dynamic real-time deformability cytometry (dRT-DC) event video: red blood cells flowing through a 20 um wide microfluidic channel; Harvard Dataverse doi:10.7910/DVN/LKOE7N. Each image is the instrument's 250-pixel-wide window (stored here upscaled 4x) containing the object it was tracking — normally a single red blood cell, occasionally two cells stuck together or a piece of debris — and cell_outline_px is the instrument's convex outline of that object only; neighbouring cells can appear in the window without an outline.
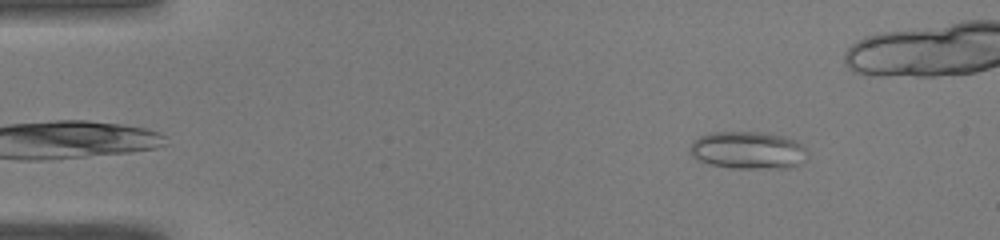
{"species": "common noctule bat (a hibernating species)", "species_latin": "Nyctalus noctula", "temperature_condition": "warm", "stored_images_in_passage": 43, "camera_frame_rate_fps": 3000, "um_per_image_px": 0.085, "animal": {"sex": "male", "body_mass_g": 19.0, "forearm_length_mm": 50.8}, "frame": {"image": 1, "passage_image": 4, "time_ms": 1.0, "image_size_px": [1000, 240], "cell_outline_px": [[808, 156], [800, 164], [788, 168], [732, 168], [708, 164], [696, 160], [688, 152], [688, 148], [692, 140], [700, 136], [712, 132], [768, 132], [784, 136], [796, 140], [804, 148]], "centroid_in_image_um": [63.54, 12.77], "position_along_channel_um": 21.5, "area_um2": 26.13}}
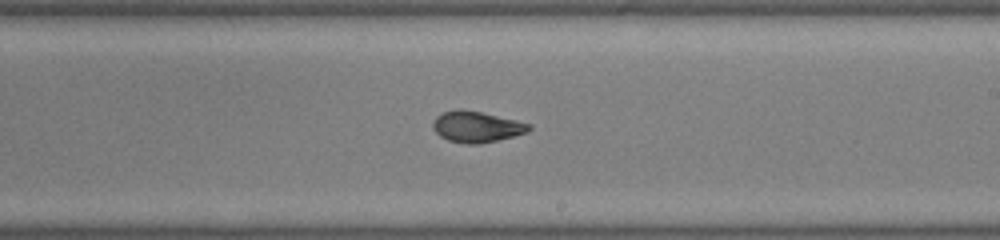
{"frame": {"image": 2, "passage_image": 27, "time_ms": 8.667, "image_size_px": [1000, 240], "cell_outline_px": [[532, 128], [528, 132], [480, 144], [468, 144], [448, 140], [440, 136], [432, 128], [432, 120], [436, 116], [444, 112], [460, 108], [480, 112], [516, 120], [532, 124]], "centroid_in_image_um": [40.49, 10.77], "position_along_channel_um": 248.5, "area_um2": 17.34}}
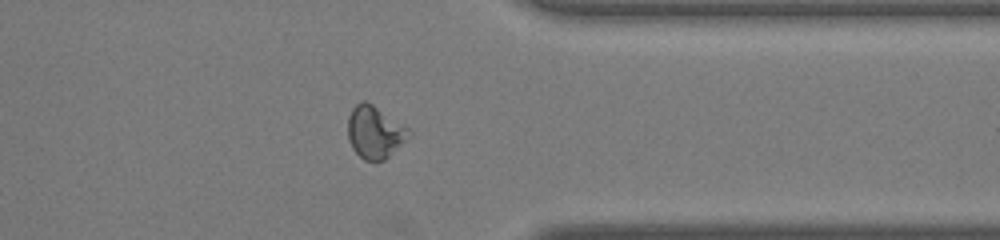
{"frame": {"image": 3, "passage_image": 37, "time_ms": 12.0, "image_size_px": [1000, 240], "cell_outline_px": [[412, 136], [384, 160], [364, 160], [352, 148], [348, 140], [348, 116], [352, 108], [360, 100], [364, 100], [372, 104], [408, 128], [412, 132]], "centroid_in_image_um": [31.86, 11.23], "position_along_channel_um": 379.5, "area_um2": 18.61}, "authors_computed_cell_mechanics": {"area_um2": 18.6116, "velocity_mm_per_s": 4.0865, "shape_relaxation_time_tau1_ms": null, "shape_relaxation_time_tau2_ms": 0.935, "deformation_change_tau1": null, "deformation_change_tau2": 0.0473}}